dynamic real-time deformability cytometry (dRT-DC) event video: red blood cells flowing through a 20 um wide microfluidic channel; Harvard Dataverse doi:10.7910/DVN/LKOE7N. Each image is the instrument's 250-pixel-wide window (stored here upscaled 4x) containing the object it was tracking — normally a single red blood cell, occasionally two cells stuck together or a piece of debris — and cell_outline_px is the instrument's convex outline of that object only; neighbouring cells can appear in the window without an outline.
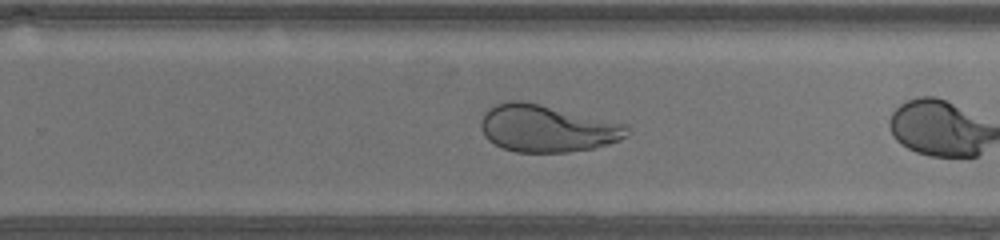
{"species": "human", "species_latin": "Homo sapiens", "temperature_condition": "warm", "stored_images_in_passage": 16, "camera_frame_rate_fps": 3000, "um_per_image_px": 0.085, "donor": {"sex": "male"}, "frame": {"image": 1, "passage_image": 14, "time_ms": 4.333, "image_size_px": [1000, 240], "cell_outline_px": [[632, 132], [628, 136], [620, 140], [608, 144], [592, 148], [568, 152], [516, 152], [504, 148], [488, 140], [484, 136], [480, 128], [480, 120], [484, 112], [488, 108], [496, 104], [512, 100], [520, 100], [540, 104], [628, 124]], "centroid_in_image_um": [46.51, 10.91], "position_along_channel_um": 283.3, "area_um2": 40.46}}